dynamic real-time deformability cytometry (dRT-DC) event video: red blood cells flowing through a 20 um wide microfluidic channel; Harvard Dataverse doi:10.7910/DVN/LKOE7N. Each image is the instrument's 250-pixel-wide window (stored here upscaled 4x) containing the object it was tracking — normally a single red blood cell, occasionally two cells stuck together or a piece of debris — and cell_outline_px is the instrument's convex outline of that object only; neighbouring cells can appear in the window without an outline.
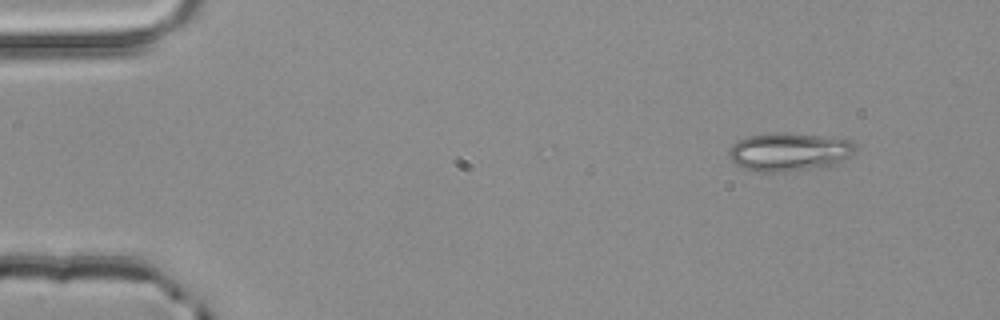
{"species": "common noctule bat (a hibernating species)", "species_latin": "Nyctalus noctula", "temperature_condition": "room temperature", "stored_images_in_passage": 3, "camera_frame_rate_fps": 3000, "um_per_image_px": 0.085, "animal": {"sex": "male", "body_mass_g": 20.4}, "frame": {"image": 1, "passage_image": 1, "time_ms": 0.0, "image_size_px": [1000, 320], "cell_outline_px": [[856, 152], [852, 156], [840, 164], [820, 168], [784, 172], [760, 172], [744, 168], [736, 164], [728, 156], [728, 148], [732, 144], [748, 136], [772, 132], [784, 132], [820, 136], [852, 140], [856, 144]], "centroid_in_image_um": [67.13, 12.92], "position_along_channel_um": 17.9, "area_um2": 28.9}}
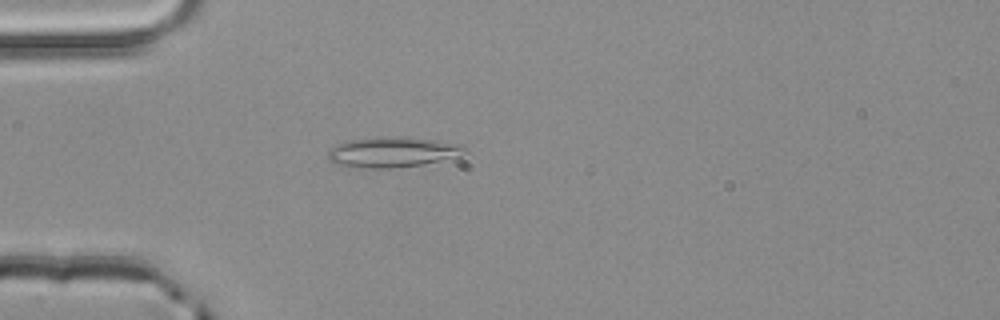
{"frame": {"image": 2, "passage_image": 3, "time_ms": 0.667, "image_size_px": [1000, 320], "cell_outline_px": [[468, 152], [460, 156], [420, 164], [392, 168], [344, 168], [328, 160], [328, 152], [332, 148], [348, 140], [384, 136], [404, 136], [436, 140], [460, 144], [468, 148]], "centroid_in_image_um": [33.36, 12.93], "position_along_channel_um": 51.6, "area_um2": 24.45}}